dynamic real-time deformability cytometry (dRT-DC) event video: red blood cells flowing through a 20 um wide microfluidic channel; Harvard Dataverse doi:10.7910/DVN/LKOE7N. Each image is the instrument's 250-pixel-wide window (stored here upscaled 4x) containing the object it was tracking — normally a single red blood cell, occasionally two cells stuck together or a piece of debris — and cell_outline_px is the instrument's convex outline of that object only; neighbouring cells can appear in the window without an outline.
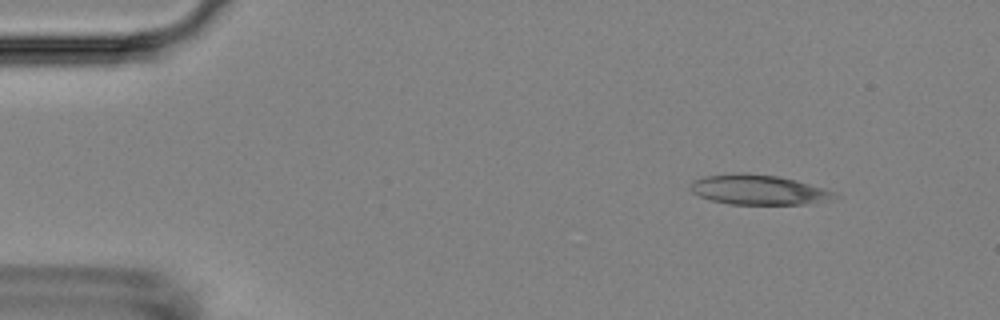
{"species": "Egyptian fruit bat (a non-hibernating species)", "species_latin": "Rousettus aegyptiacus", "temperature_condition": "room temperature", "stored_images_in_passage": 4, "camera_frame_rate_fps": 3000, "um_per_image_px": 0.085, "animal": {"sex": "female"}, "frame": {"image": 1, "passage_image": 2, "time_ms": 1.0, "image_size_px": [1000, 320], "cell_outline_px": [[840, 196], [832, 200], [808, 204], [732, 204], [712, 200], [700, 196], [692, 192], [688, 188], [692, 180], [704, 176], [740, 172], [748, 172], [780, 176], [796, 180], [824, 188]], "centroid_in_image_um": [64.47, 16.12], "position_along_channel_um": 20.5, "area_um2": 25.37}}
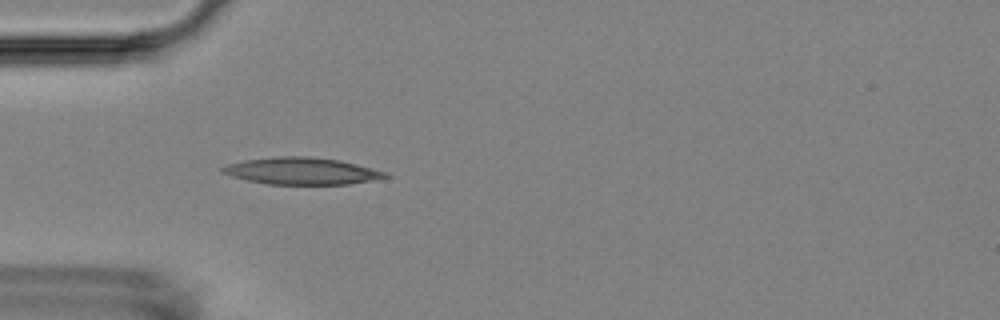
{"frame": {"image": 2, "passage_image": 4, "time_ms": 4.333, "image_size_px": [1000, 320], "cell_outline_px": [[392, 176], [348, 184], [264, 184], [232, 176], [220, 172], [220, 168], [228, 164], [244, 160], [276, 156], [308, 156], [340, 160], [388, 172]], "centroid_in_image_um": [25.63, 14.53], "position_along_channel_um": 59.4, "area_um2": 25.55}}